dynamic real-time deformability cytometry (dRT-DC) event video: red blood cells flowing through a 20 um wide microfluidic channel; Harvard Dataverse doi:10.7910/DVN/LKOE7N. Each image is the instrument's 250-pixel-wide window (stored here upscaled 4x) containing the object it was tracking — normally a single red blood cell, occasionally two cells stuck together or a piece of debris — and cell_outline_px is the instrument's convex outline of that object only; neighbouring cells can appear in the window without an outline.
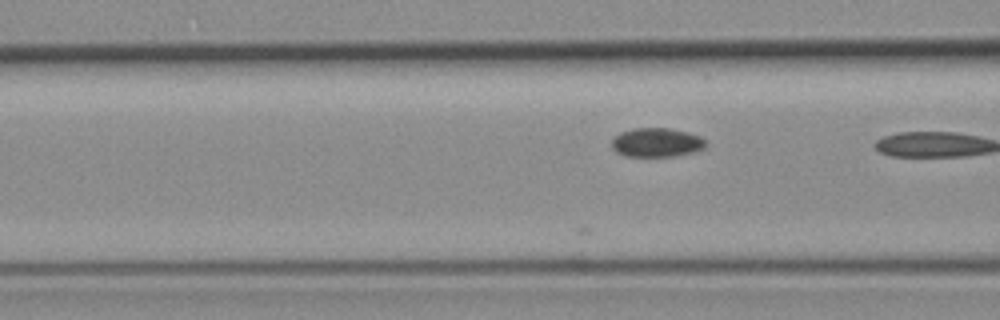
{"species": "common noctule bat (a hibernating species)", "species_latin": "Nyctalus noctula", "temperature_condition": "room temperature", "stored_images_in_passage": 5, "camera_frame_rate_fps": 3000, "um_per_image_px": 0.085, "animal": {"sex": "female", "body_mass_g": 19.3, "forearm_length_mm": 54.1}, "frame": {"image": 1, "passage_image": 4, "time_ms": 1.0, "image_size_px": [1000, 320], "cell_outline_px": [[708, 144], [704, 148], [696, 152], [676, 156], [624, 156], [616, 152], [612, 148], [612, 140], [620, 132], [632, 128], [668, 128], [688, 132], [700, 136]], "centroid_in_image_um": [55.83, 12.11], "position_along_channel_um": 110.8, "area_um2": 16.07}}